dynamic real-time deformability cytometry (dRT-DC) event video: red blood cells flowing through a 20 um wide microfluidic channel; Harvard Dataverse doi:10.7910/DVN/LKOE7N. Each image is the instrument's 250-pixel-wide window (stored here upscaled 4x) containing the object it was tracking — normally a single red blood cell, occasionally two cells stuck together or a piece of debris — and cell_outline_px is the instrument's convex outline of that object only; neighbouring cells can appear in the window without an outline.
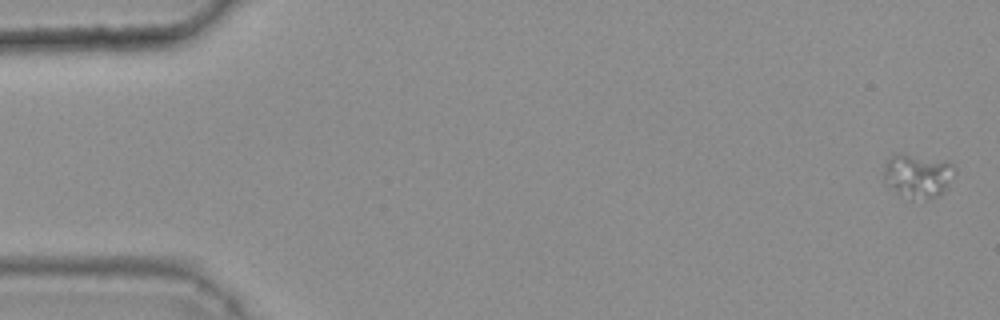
{"species": "common noctule bat (a hibernating species)", "species_latin": "Nyctalus noctula", "temperature_condition": "warm", "stored_images_in_passage": 47, "camera_frame_rate_fps": 3000, "um_per_image_px": 0.085, "animal": {"sex": "female", "body_mass_g": 25.1}, "frame": {"image": 1, "passage_image": 1, "time_ms": 0.0, "image_size_px": [1000, 320], "cell_outline_px": [[956, 172], [948, 188], [944, 192], [936, 196], [912, 196], [896, 192], [888, 184], [884, 176], [884, 168], [888, 160], [896, 152], [900, 152], [952, 164], [956, 168]], "centroid_in_image_um": [78.04, 14.88], "position_along_channel_um": 7.0, "area_um2": 17.28}}
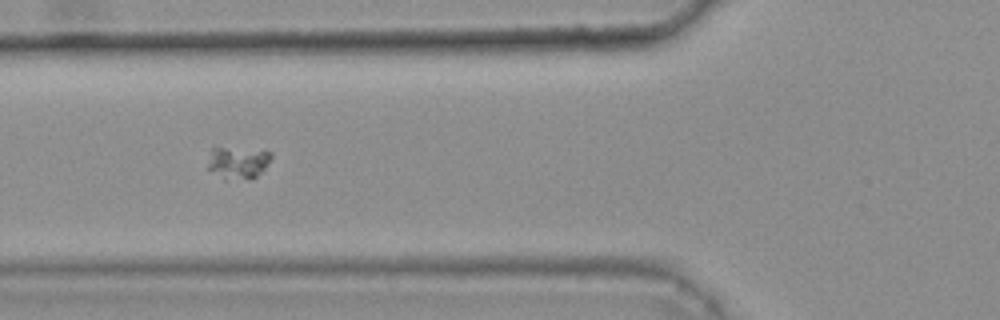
{"frame": {"image": 2, "passage_image": 20, "time_ms": 6.333, "image_size_px": [1000, 320], "cell_outline_px": [[272, 156], [264, 168], [252, 180], [224, 180], [208, 168], [208, 164], [212, 148], [224, 148], [272, 152]], "centroid_in_image_um": [20.21, 13.88], "position_along_channel_um": 105.6, "area_um2": 11.62}}
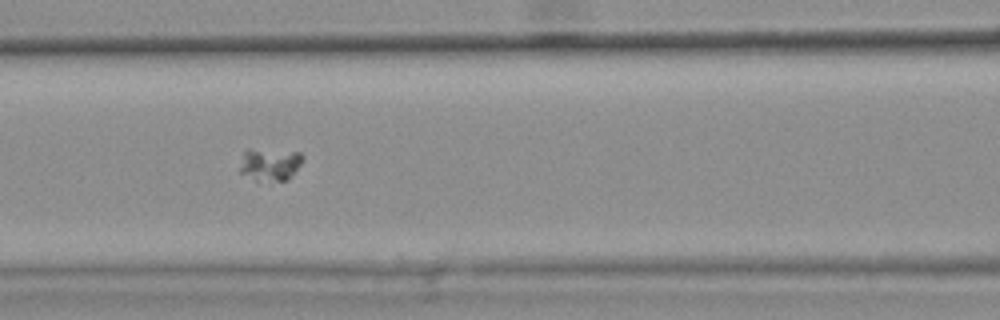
{"frame": {"image": 3, "passage_image": 23, "time_ms": 7.333, "image_size_px": [1000, 320], "cell_outline_px": [[304, 156], [300, 164], [288, 180], [256, 180], [240, 172], [240, 168], [244, 152], [248, 148], [300, 152]], "centroid_in_image_um": [22.95, 13.94], "position_along_channel_um": 143.6, "area_um2": 11.73}}